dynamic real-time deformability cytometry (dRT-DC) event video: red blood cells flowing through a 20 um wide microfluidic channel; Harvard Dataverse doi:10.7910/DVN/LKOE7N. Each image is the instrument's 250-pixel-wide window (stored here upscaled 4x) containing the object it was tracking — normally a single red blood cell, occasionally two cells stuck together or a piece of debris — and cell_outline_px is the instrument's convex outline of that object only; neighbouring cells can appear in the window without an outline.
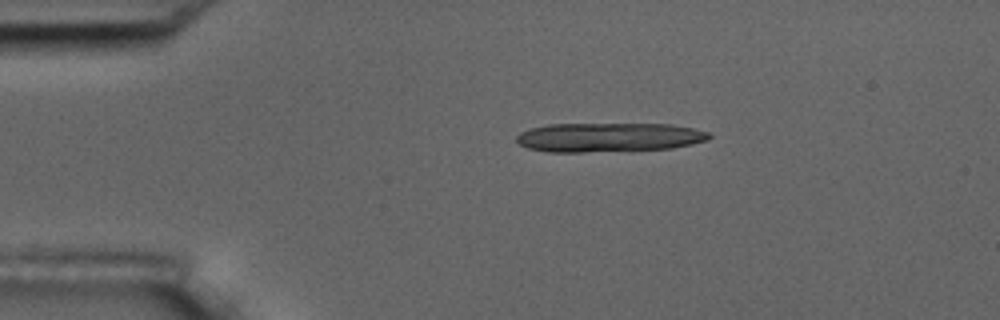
{"species": "common noctule bat (a hibernating species)", "species_latin": "Nyctalus noctula", "temperature_condition": "room temperature", "stored_images_in_passage": 6, "camera_frame_rate_fps": 3000, "um_per_image_px": 0.085, "animal": {"sex": "male", "body_mass_g": 17.5, "forearm_length_mm": 52.3}, "frame": {"image": 1, "passage_image": 3, "time_ms": 0.667, "image_size_px": [1000, 320], "cell_outline_px": [[712, 136], [708, 140], [692, 144], [672, 148], [584, 152], [548, 152], [528, 148], [520, 144], [516, 140], [516, 136], [520, 132], [532, 128], [548, 124], [672, 124], [692, 128], [708, 132]], "centroid_in_image_um": [51.75, 11.67], "position_along_channel_um": 33.3, "area_um2": 32.71}}
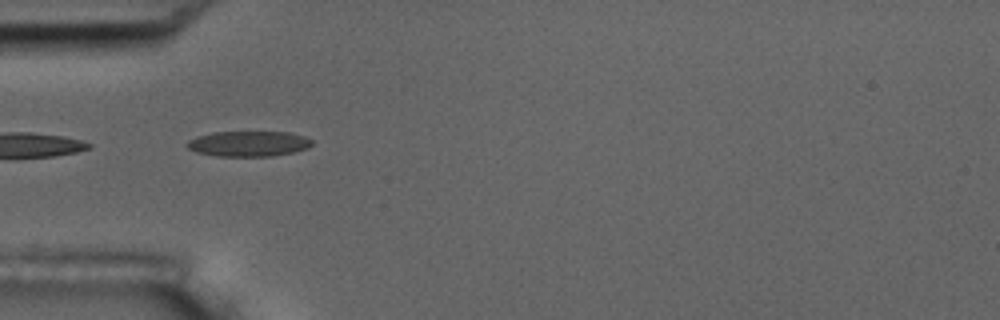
{"frame": {"image": 2, "passage_image": 5, "time_ms": 1.333, "image_size_px": [1000, 320], "cell_outline_px": [[312, 144], [308, 148], [292, 152], [272, 156], [216, 156], [196, 152], [188, 148], [184, 144], [188, 140], [196, 136], [212, 132], [288, 132], [304, 136], [312, 140]], "centroid_in_image_um": [21.08, 12.21], "position_along_channel_um": 63.9, "area_um2": 18.55}}